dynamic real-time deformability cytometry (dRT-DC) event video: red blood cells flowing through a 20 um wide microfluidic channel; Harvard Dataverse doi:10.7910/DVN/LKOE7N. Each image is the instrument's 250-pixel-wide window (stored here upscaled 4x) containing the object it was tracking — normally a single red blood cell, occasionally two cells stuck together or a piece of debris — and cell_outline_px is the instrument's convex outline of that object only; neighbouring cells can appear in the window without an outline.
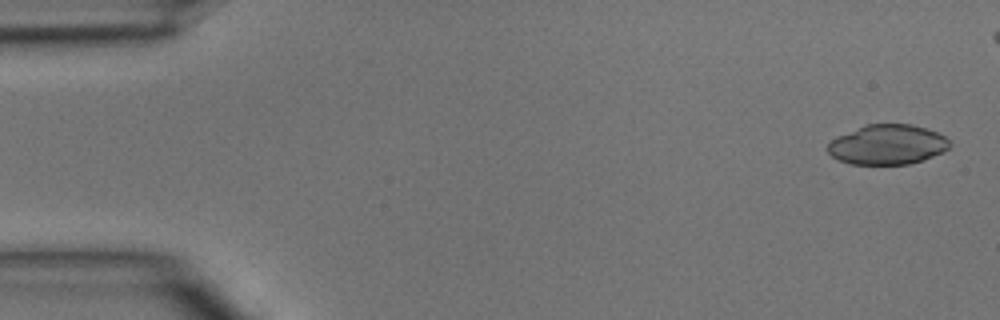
{"species": "common noctule bat (a hibernating species)", "species_latin": "Nyctalus noctula", "temperature_condition": "room temperature", "stored_images_in_passage": 41, "camera_frame_rate_fps": 3000, "um_per_image_px": 0.085, "animal": {"sex": "male", "body_mass_g": 15.6}, "frame": {"image": 1, "passage_image": 2, "time_ms": 0.333, "image_size_px": [1000, 320], "cell_outline_px": [[952, 144], [944, 152], [924, 160], [908, 164], [852, 164], [840, 160], [832, 156], [824, 148], [836, 136], [864, 124], [912, 124], [936, 132], [944, 136]], "centroid_in_image_um": [75.42, 12.29], "position_along_channel_um": 9.6, "area_um2": 28.5}}